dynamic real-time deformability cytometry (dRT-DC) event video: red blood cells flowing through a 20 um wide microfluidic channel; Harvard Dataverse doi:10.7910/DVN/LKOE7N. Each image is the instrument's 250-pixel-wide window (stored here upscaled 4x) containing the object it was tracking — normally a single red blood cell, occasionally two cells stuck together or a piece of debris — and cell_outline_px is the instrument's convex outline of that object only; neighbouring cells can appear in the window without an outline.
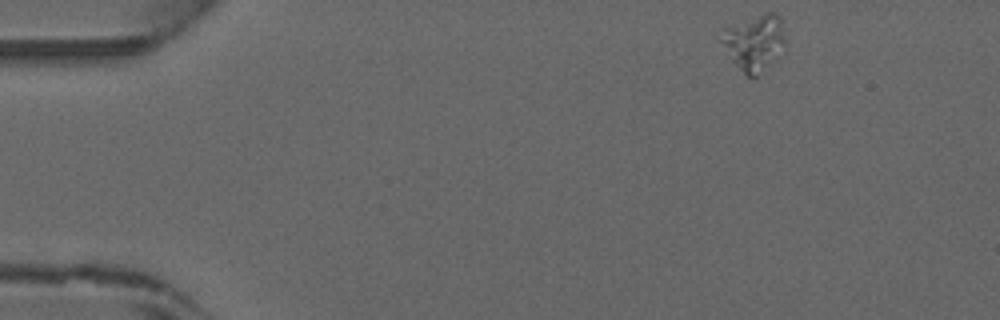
{"species": "common noctule bat (a hibernating species)", "species_latin": "Nyctalus noctula", "temperature_condition": "warm", "stored_images_in_passage": 42, "camera_frame_rate_fps": 3000, "um_per_image_px": 0.085, "animal": {"sex": "male", "forearm_length_mm": 52.5}, "frame": {"image": 1, "passage_image": 1, "time_ms": 0.0, "image_size_px": [1000, 320], "cell_outline_px": [[784, 44], [776, 60], [756, 76], [748, 76], [732, 60], [720, 40], [724, 28], [732, 24], [764, 12], [776, 12], [780, 20], [784, 40]], "centroid_in_image_um": [64.12, 3.59], "position_along_channel_um": 20.9, "area_um2": 20.4}}
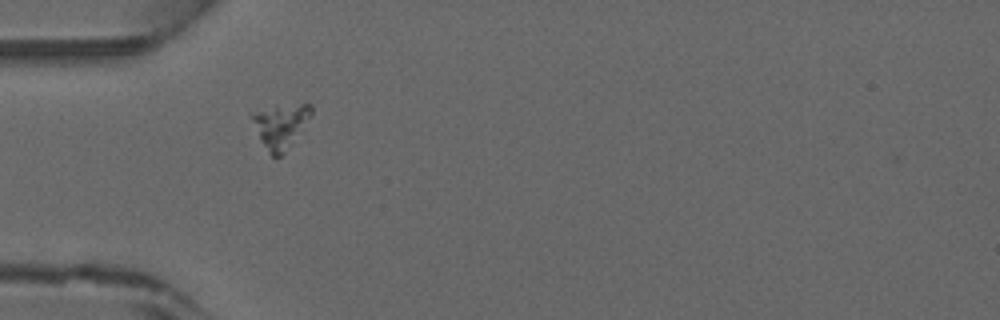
{"frame": {"image": 2, "passage_image": 10, "time_ms": 3.0, "image_size_px": [1000, 320], "cell_outline_px": [[312, 112], [292, 144], [280, 156], [272, 156], [268, 152], [260, 140], [248, 116], [252, 112], [300, 104], [312, 104]], "centroid_in_image_um": [23.8, 10.73], "position_along_channel_um": 61.2, "area_um2": 14.74}}
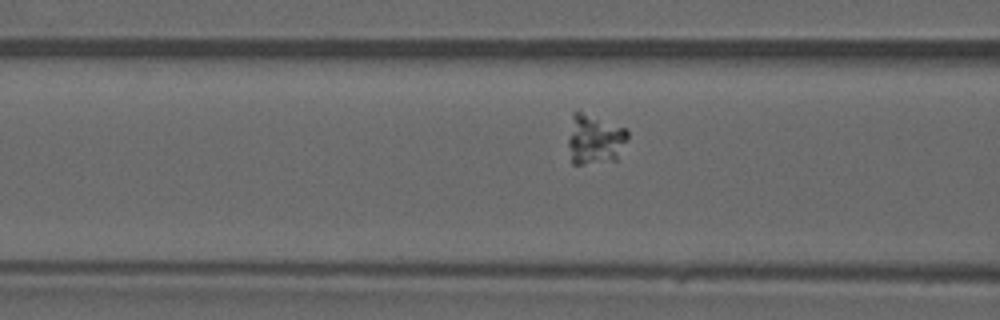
{"frame": {"image": 3, "passage_image": 14, "time_ms": 4.333, "image_size_px": [1000, 320], "cell_outline_px": [[628, 136], [616, 160], [584, 164], [572, 164], [568, 144], [568, 140], [572, 112], [580, 112], [628, 128]], "centroid_in_image_um": [50.55, 11.85], "position_along_channel_um": 116.1, "area_um2": 17.22}}